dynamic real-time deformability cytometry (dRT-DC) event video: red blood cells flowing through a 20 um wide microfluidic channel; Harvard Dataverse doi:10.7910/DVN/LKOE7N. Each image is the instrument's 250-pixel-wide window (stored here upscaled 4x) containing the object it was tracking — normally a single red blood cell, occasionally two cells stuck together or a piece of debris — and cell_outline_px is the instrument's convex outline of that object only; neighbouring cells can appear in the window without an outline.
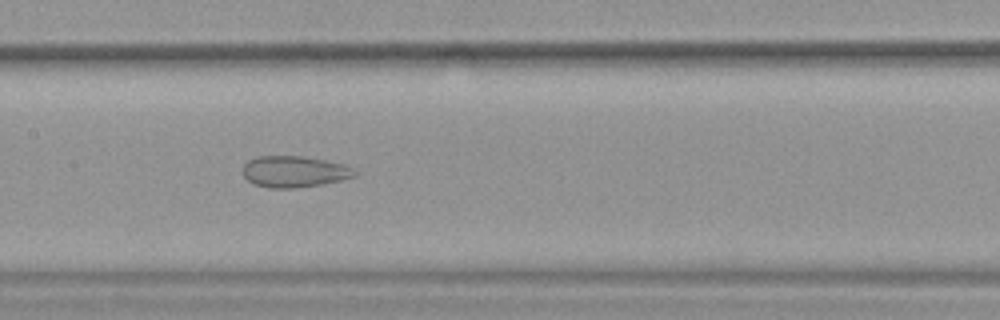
{"species": "common noctule bat (a hibernating species)", "species_latin": "Nyctalus noctula", "temperature_condition": "warm", "stored_images_in_passage": 49, "camera_frame_rate_fps": 3000, "um_per_image_px": 0.085, "animal": {"sex": "female", "body_mass_g": 19.9}, "frame": {"image": 1, "passage_image": 22, "time_ms": 7.0, "image_size_px": [1000, 320], "cell_outline_px": [[360, 172], [356, 176], [324, 184], [296, 188], [268, 188], [252, 184], [240, 172], [240, 168], [248, 160], [256, 156], [304, 156], [344, 164], [356, 168]], "centroid_in_image_um": [25.01, 14.59], "position_along_channel_um": 182.4, "area_um2": 20.98}}